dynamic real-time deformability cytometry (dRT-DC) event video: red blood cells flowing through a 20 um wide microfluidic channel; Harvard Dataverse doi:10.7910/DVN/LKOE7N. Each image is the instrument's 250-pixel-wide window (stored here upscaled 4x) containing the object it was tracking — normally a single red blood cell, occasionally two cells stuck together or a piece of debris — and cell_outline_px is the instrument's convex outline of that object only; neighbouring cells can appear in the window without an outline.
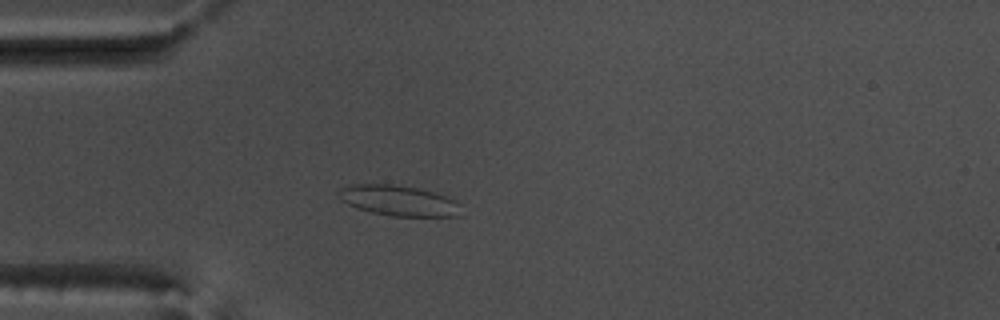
{"species": "common noctule bat (a hibernating species)", "species_latin": "Nyctalus noctula", "temperature_condition": "warm", "stored_images_in_passage": 54, "camera_frame_rate_fps": 3000, "um_per_image_px": 0.085, "animal": {"sex": "male", "body_mass_g": 17.5, "forearm_length_mm": 52.3}, "frame": {"image": 1, "passage_image": 15, "time_ms": 4.667, "image_size_px": [1000, 320], "cell_outline_px": [[460, 216], [392, 216], [372, 212], [356, 208], [340, 200], [340, 188], [352, 184], [392, 184], [416, 188], [436, 192], [456, 200], [460, 204]], "centroid_in_image_um": [33.91, 17.05], "position_along_channel_um": 51.1, "area_um2": 21.73}}
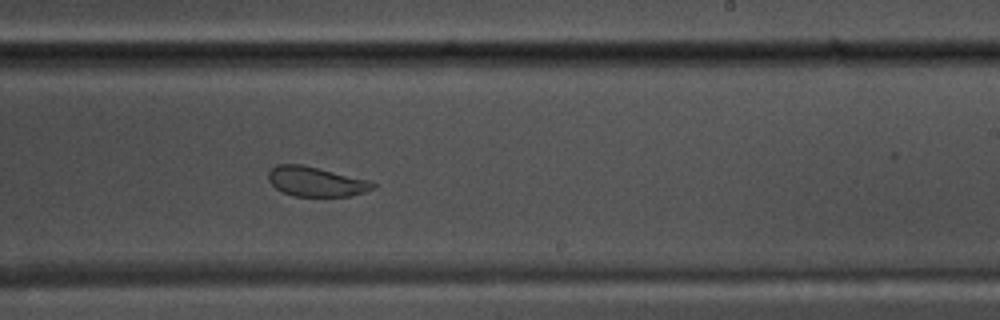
{"frame": {"image": 2, "passage_image": 33, "time_ms": 10.667, "image_size_px": [1000, 320], "cell_outline_px": [[376, 188], [364, 192], [348, 196], [292, 196], [276, 188], [268, 180], [268, 172], [276, 164], [300, 164], [372, 180], [376, 184]], "centroid_in_image_um": [26.89, 15.43], "position_along_channel_um": 262.1, "area_um2": 18.15}}
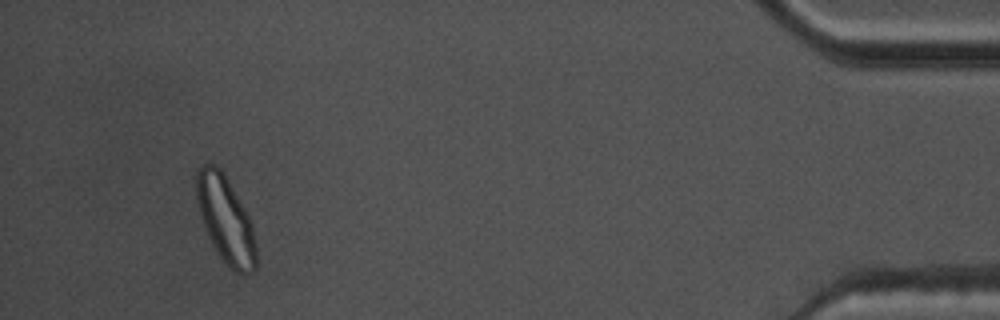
{"frame": {"image": 3, "passage_image": 51, "time_ms": 16.667, "image_size_px": [1000, 320], "cell_outline_px": [[256, 268], [252, 272], [232, 272], [220, 256], [212, 244], [208, 236], [200, 216], [196, 196], [196, 172], [204, 164], [216, 164], [220, 168], [228, 180], [244, 208], [252, 224], [256, 244]], "centroid_in_image_um": [19.17, 18.67], "position_along_channel_um": 416.0, "area_um2": 29.94}, "authors_computed_cell_mechanics": {"area_um2": 22.4842, "velocity_mm_per_s": 3.7112, "shape_relaxation_time_tau1_ms": 8.8419, "shape_relaxation_time_tau2_ms": 1.1865, "deformation_change_tau1": 0.1422, "deformation_change_tau2": 0.0583}}